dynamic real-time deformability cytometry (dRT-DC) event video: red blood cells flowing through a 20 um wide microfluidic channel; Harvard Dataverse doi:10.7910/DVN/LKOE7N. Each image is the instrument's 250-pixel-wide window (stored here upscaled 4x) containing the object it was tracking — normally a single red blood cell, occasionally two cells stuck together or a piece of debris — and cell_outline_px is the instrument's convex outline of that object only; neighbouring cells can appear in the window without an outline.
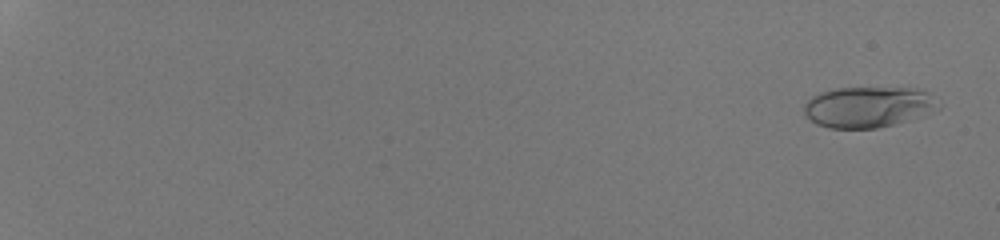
{"species": "human", "species_latin": "Homo sapiens", "temperature_condition": "room temperature", "stored_images_in_passage": 54, "camera_frame_rate_fps": 3000, "um_per_image_px": 0.085, "donor": {"sex": "male"}, "frame": {"image": 1, "passage_image": 3, "time_ms": 0.667, "image_size_px": [1000, 240], "cell_outline_px": [[932, 104], [912, 120], [876, 128], [828, 128], [816, 124], [804, 116], [804, 104], [812, 96], [820, 92], [836, 88], [916, 88], [928, 92]], "centroid_in_image_um": [73.59, 9.09], "position_along_channel_um": 11.4, "area_um2": 31.04}}
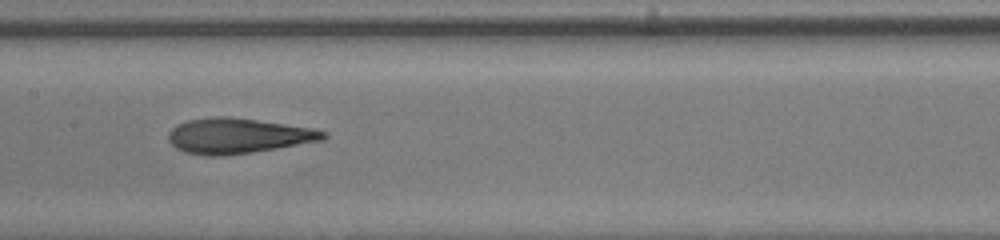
{"frame": {"image": 2, "passage_image": 33, "time_ms": 10.667, "image_size_px": [1000, 240], "cell_outline_px": [[328, 136], [324, 140], [252, 152], [224, 156], [208, 156], [184, 152], [176, 148], [168, 140], [168, 132], [176, 124], [188, 120], [212, 116], [228, 116], [312, 128], [328, 132]], "centroid_in_image_um": [20.2, 11.54], "position_along_channel_um": 187.2, "area_um2": 31.91}}
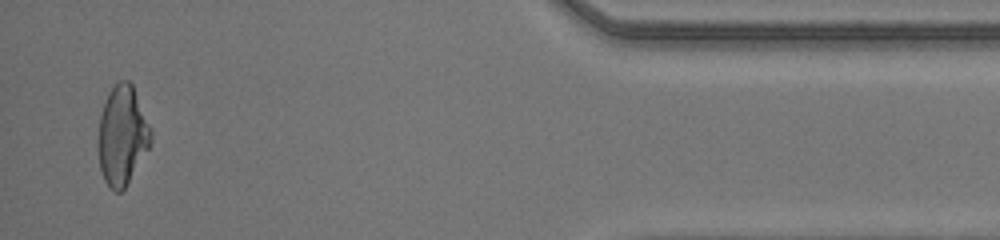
{"frame": {"image": 3, "passage_image": 53, "time_ms": 17.333, "image_size_px": [1000, 240], "cell_outline_px": [[152, 144], [124, 188], [120, 192], [116, 192], [104, 180], [100, 168], [96, 148], [96, 140], [100, 116], [108, 92], [120, 80], [128, 80], [132, 84], [152, 132]], "centroid_in_image_um": [10.37, 11.53], "position_along_channel_um": 424.8, "area_um2": 30.58}, "authors_computed_cell_mechanics": {"area_um2": 31.4432, "velocity_mm_per_s": 4.2901, "shape_relaxation_time_tau1_ms": 5.5247, "shape_relaxation_time_tau2_ms": 1.0243, "deformation_change_tau1": 0.2445, "deformation_change_tau2": 0.1022}}